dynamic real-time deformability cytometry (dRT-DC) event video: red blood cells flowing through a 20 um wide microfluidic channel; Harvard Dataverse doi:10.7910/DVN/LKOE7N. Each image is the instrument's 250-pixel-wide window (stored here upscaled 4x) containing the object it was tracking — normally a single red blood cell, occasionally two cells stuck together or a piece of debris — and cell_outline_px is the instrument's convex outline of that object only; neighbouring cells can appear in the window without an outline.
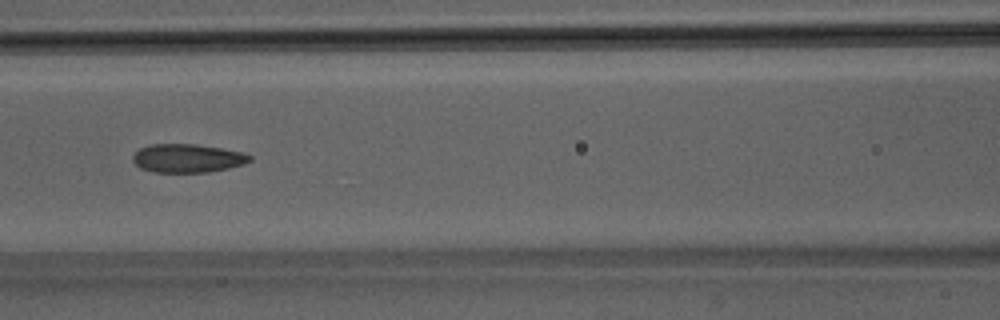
{"species": "Egyptian fruit bat (a non-hibernating species)", "species_latin": "Rousettus aegyptiacus", "temperature_condition": "room temperature", "stored_images_in_passage": 46, "camera_frame_rate_fps": 3000, "um_per_image_px": 0.085, "animal": {"sex": "male"}, "frame": {"image": 1, "passage_image": 20, "time_ms": 6.333, "image_size_px": [1000, 320], "cell_outline_px": [[252, 160], [244, 164], [228, 168], [208, 172], [152, 172], [140, 168], [132, 160], [132, 156], [140, 148], [152, 144], [196, 144], [244, 152], [252, 156]], "centroid_in_image_um": [15.95, 13.45], "position_along_channel_um": 150.7, "area_um2": 19.48}}
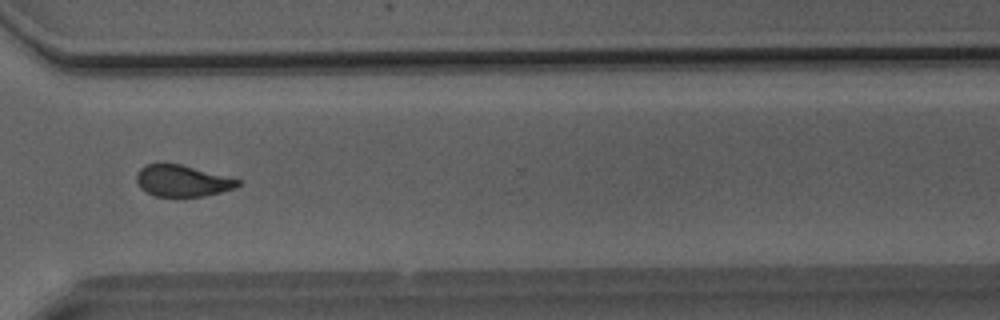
{"frame": {"image": 2, "passage_image": 35, "time_ms": 11.333, "image_size_px": [1000, 320], "cell_outline_px": [[244, 180], [240, 184], [232, 188], [220, 192], [204, 196], [156, 196], [144, 192], [140, 188], [136, 180], [136, 172], [144, 164], [180, 164]], "centroid_in_image_um": [15.47, 15.37], "position_along_channel_um": 355.1, "area_um2": 18.61}}
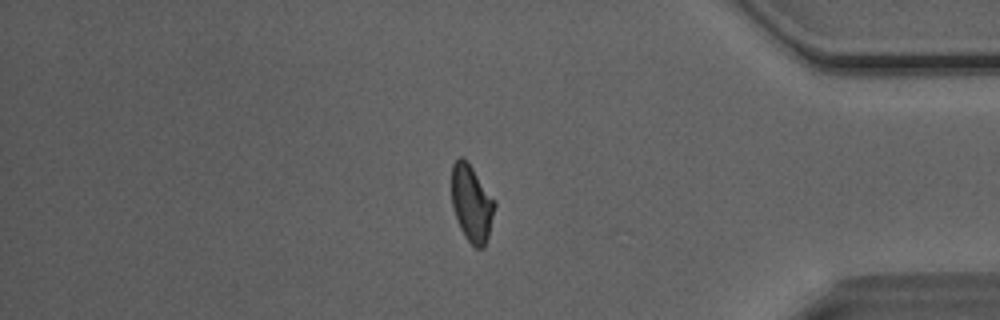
{"frame": {"image": 3, "passage_image": 40, "time_ms": 13.0, "image_size_px": [1000, 320], "cell_outline_px": [[496, 204], [488, 236], [484, 248], [476, 248], [464, 236], [460, 228], [452, 204], [452, 164], [460, 156], [464, 156], [468, 160], [496, 200]], "centroid_in_image_um": [40.1, 17.23], "position_along_channel_um": 395.1, "area_um2": 19.48}, "authors_computed_cell_mechanics": {"area_um2": 19.9121, "velocity_mm_per_s": 4.0977, "shape_relaxation_time_tau1_ms": 7.5803, "shape_relaxation_time_tau2_ms": 1.386, "deformation_change_tau1": 0.1731, "deformation_change_tau2": 0.0662}}